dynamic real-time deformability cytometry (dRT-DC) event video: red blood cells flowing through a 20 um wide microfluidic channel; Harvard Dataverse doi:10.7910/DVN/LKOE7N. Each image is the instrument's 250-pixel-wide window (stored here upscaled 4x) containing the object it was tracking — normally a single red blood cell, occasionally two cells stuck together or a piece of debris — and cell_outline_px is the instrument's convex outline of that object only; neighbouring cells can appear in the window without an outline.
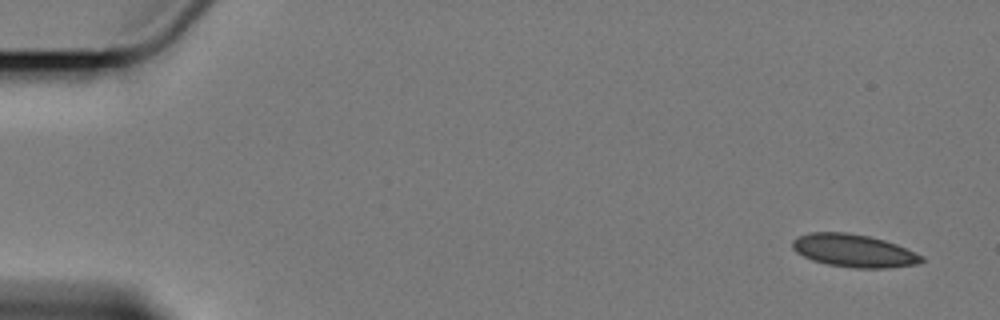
{"species": "Egyptian fruit bat (a non-hibernating species)", "species_latin": "Rousettus aegyptiacus", "temperature_condition": "cold", "stored_images_in_passage": 5, "camera_frame_rate_fps": 3000, "um_per_image_px": 0.085, "animal": {"sex": "female"}, "frame": {"image": 1, "passage_image": 1, "time_ms": 0.0, "image_size_px": [1000, 320], "cell_outline_px": [[924, 260], [916, 264], [884, 268], [856, 268], [828, 264], [812, 260], [796, 252], [792, 248], [792, 240], [796, 236], [812, 232], [844, 232], [868, 236], [884, 240], [896, 244], [924, 256]], "centroid_in_image_um": [72.54, 21.3], "position_along_channel_um": 12.5, "area_um2": 24.57}}
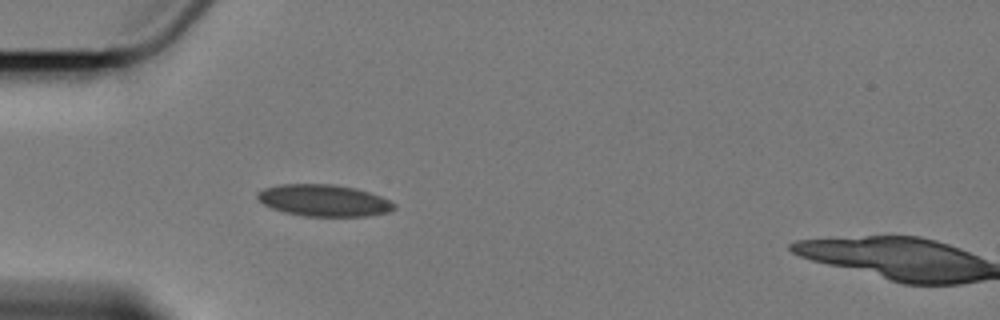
{"frame": {"image": 2, "passage_image": 5, "time_ms": 5.0, "image_size_px": [1000, 320], "cell_outline_px": [[396, 208], [388, 212], [368, 216], [304, 216], [284, 212], [272, 208], [264, 204], [256, 196], [256, 192], [264, 188], [280, 184], [332, 184], [356, 188], [380, 196], [396, 204]], "centroid_in_image_um": [27.52, 17.04], "position_along_channel_um": 57.5, "area_um2": 25.26}}